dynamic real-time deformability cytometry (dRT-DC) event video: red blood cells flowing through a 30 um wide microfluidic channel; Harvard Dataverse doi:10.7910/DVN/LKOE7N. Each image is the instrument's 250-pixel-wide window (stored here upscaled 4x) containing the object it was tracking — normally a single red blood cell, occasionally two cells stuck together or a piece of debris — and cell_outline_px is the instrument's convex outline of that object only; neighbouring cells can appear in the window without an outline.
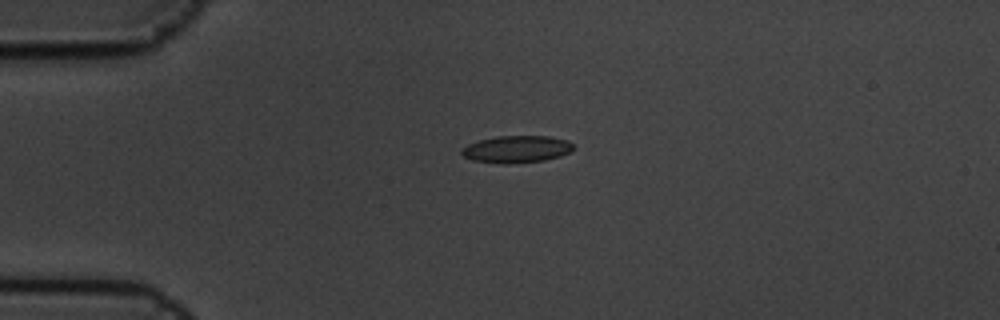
{"species": "common noctule bat (a hibernating species)", "species_latin": "Nyctalus noctula", "temperature_condition": "cold", "stored_images_in_passage": 3, "camera_frame_rate_fps": 3000, "um_per_image_px": 0.085, "animal": {"sex": "male", "body_mass_g": 19.5, "forearm_length_mm": 54.6}, "frame": {"image": 1, "passage_image": 1, "time_ms": 0.0, "image_size_px": [1000, 320], "cell_outline_px": [[572, 152], [560, 156], [544, 160], [508, 164], [500, 164], [472, 160], [464, 156], [460, 152], [468, 144], [480, 140], [496, 136], [548, 136], [568, 140], [572, 144]], "centroid_in_image_um": [43.92, 12.68], "position_along_channel_um": 41.1, "area_um2": 17.63}}
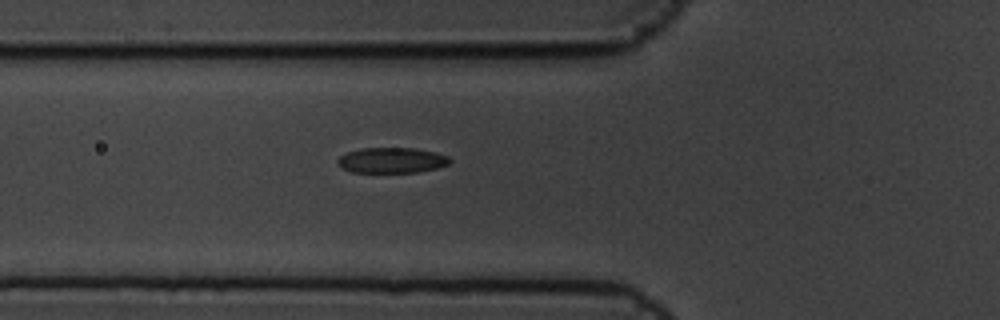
{"frame": {"image": 2, "passage_image": 3, "time_ms": 0.667, "image_size_px": [1000, 320], "cell_outline_px": [[452, 160], [448, 164], [436, 168], [416, 172], [352, 172], [340, 168], [336, 160], [340, 156], [348, 152], [360, 148], [416, 148], [436, 152], [448, 156]], "centroid_in_image_um": [33.28, 13.62], "position_along_channel_um": 92.5, "area_um2": 16.7}}